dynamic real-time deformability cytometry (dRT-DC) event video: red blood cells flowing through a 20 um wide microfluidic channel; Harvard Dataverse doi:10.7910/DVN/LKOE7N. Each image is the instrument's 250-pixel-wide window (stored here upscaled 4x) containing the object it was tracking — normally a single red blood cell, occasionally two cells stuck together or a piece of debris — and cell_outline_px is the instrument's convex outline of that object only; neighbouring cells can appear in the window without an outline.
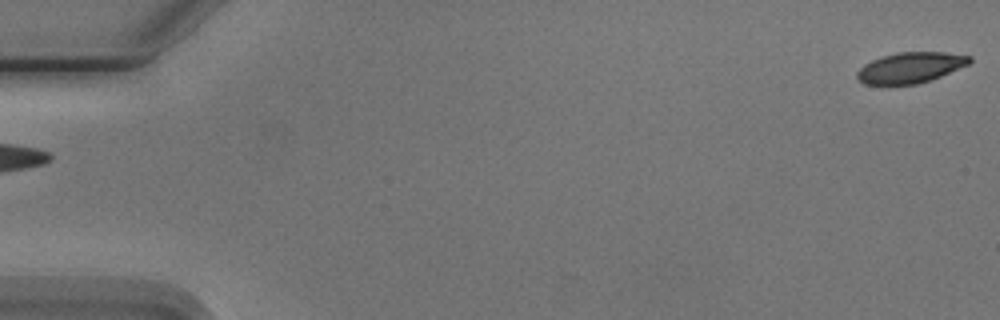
{"species": "Egyptian fruit bat (a non-hibernating species)", "species_latin": "Rousettus aegyptiacus", "temperature_condition": "cold", "stored_images_in_passage": 5, "camera_frame_rate_fps": 3000, "um_per_image_px": 0.085, "animal": {"sex": "male"}, "frame": {"image": 1, "passage_image": 1, "time_ms": 0.0, "image_size_px": [1000, 320], "cell_outline_px": [[972, 60], [968, 64], [932, 80], [916, 84], [892, 88], [880, 88], [864, 84], [856, 76], [856, 72], [864, 64], [872, 60], [884, 56], [900, 52], [944, 52], [972, 56]], "centroid_in_image_um": [77.31, 5.81], "position_along_channel_um": 7.7, "area_um2": 20.87}}
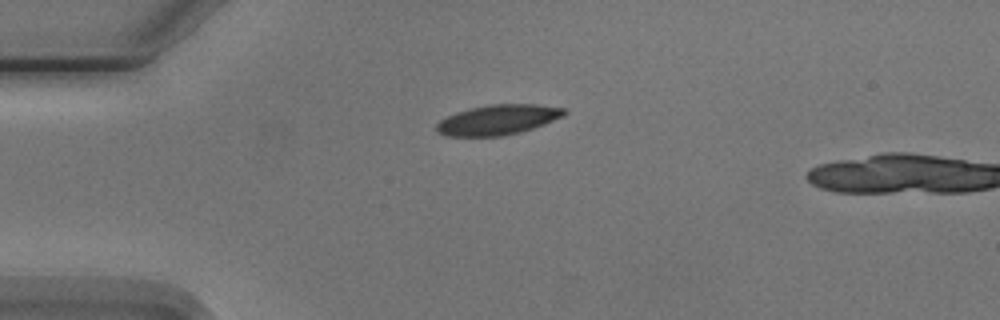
{"frame": {"image": 2, "passage_image": 4, "time_ms": 4.333, "image_size_px": [1000, 320], "cell_outline_px": [[568, 112], [564, 116], [544, 124], [520, 132], [500, 136], [448, 136], [436, 132], [436, 124], [440, 120], [456, 112], [468, 108], [488, 104], [536, 104], [564, 108]], "centroid_in_image_um": [42.31, 10.17], "position_along_channel_um": 42.7, "area_um2": 22.43}}